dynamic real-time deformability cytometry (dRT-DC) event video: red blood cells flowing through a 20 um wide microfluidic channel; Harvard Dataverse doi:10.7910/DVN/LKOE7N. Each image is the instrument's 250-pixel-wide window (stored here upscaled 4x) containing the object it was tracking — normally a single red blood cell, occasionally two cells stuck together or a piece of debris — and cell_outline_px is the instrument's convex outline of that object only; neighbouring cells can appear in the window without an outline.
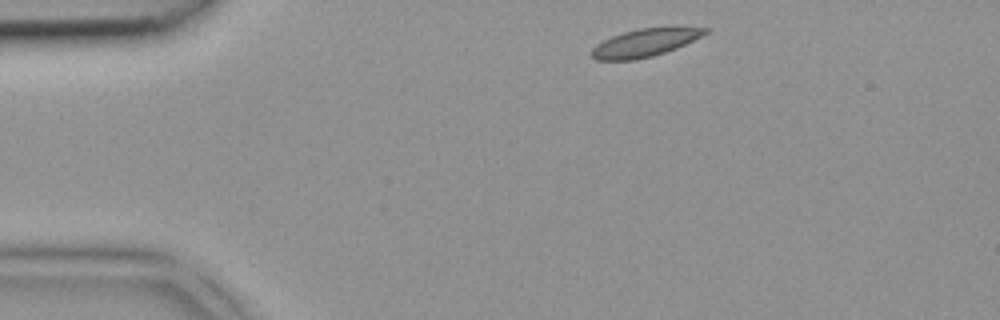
{"species": "common noctule bat (a hibernating species)", "species_latin": "Nyctalus noctula", "temperature_condition": "room temperature", "stored_images_in_passage": 2, "camera_frame_rate_fps": 3000, "um_per_image_px": 0.085, "animal": {"sex": "female", "body_mass_g": 18.4}, "frame": {"image": 1, "passage_image": 1, "time_ms": 0.0, "image_size_px": [1000, 320], "cell_outline_px": [[708, 32], [676, 48], [652, 56], [636, 60], [596, 60], [592, 56], [592, 48], [596, 44], [612, 36], [624, 32], [640, 28], [672, 24], [676, 24], [708, 28]], "centroid_in_image_um": [54.88, 3.58], "position_along_channel_um": 30.1, "area_um2": 18.9}}